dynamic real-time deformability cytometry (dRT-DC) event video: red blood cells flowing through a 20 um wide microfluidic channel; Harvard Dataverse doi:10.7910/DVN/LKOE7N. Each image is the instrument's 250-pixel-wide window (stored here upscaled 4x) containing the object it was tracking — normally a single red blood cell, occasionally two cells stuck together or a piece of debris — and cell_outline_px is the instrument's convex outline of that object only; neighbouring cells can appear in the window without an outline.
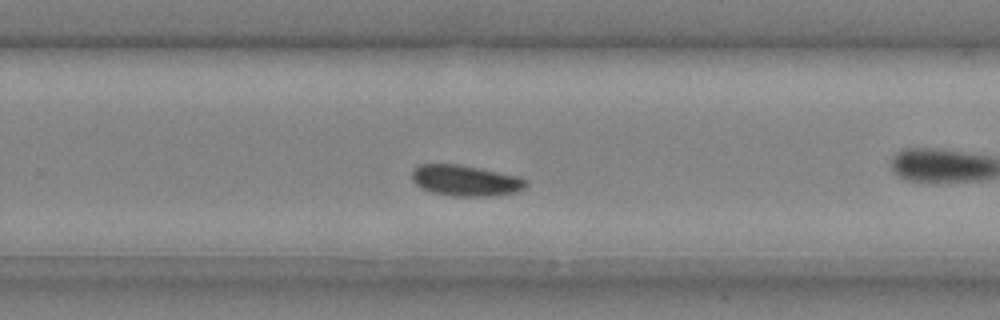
{"species": "common noctule bat (a hibernating species)", "species_latin": "Nyctalus noctula", "temperature_condition": "cold", "stored_images_in_passage": 30, "camera_frame_rate_fps": 3000, "um_per_image_px": 0.085, "animal": {"sex": "male", "body_mass_g": 20.4}, "frame": {"image": 1, "passage_image": 22, "time_ms": 7.0, "image_size_px": [1000, 320], "cell_outline_px": [[528, 184], [524, 188], [516, 192], [488, 196], [452, 196], [432, 192], [416, 184], [412, 180], [412, 168], [416, 164], [456, 164], [516, 176], [528, 180]], "centroid_in_image_um": [39.53, 15.34], "position_along_channel_um": 290.3, "area_um2": 20.29}}